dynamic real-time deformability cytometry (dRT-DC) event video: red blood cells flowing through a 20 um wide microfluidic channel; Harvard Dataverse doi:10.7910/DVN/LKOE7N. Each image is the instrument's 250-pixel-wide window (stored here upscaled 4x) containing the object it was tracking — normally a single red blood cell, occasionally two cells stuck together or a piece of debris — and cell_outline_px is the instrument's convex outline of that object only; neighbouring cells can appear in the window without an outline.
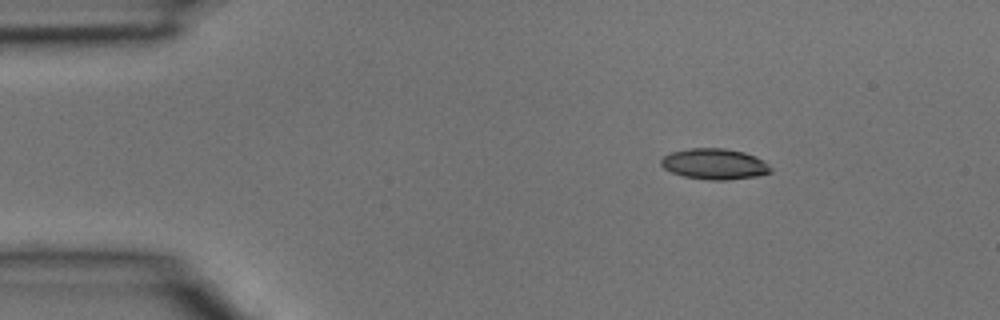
{"species": "common noctule bat (a hibernating species)", "species_latin": "Nyctalus noctula", "temperature_condition": "room temperature", "stored_images_in_passage": 3, "camera_frame_rate_fps": 3000, "um_per_image_px": 0.085, "animal": {"sex": "male", "body_mass_g": 15.6}, "frame": {"image": 1, "passage_image": 1, "time_ms": 0.0, "image_size_px": [1000, 320], "cell_outline_px": [[772, 172], [756, 176], [728, 180], [708, 180], [684, 176], [672, 172], [664, 168], [660, 164], [660, 160], [664, 156], [672, 152], [688, 148], [724, 148], [744, 152], [756, 156], [764, 160], [772, 168]], "centroid_in_image_um": [60.75, 13.94], "position_along_channel_um": 24.2, "area_um2": 19.77}}